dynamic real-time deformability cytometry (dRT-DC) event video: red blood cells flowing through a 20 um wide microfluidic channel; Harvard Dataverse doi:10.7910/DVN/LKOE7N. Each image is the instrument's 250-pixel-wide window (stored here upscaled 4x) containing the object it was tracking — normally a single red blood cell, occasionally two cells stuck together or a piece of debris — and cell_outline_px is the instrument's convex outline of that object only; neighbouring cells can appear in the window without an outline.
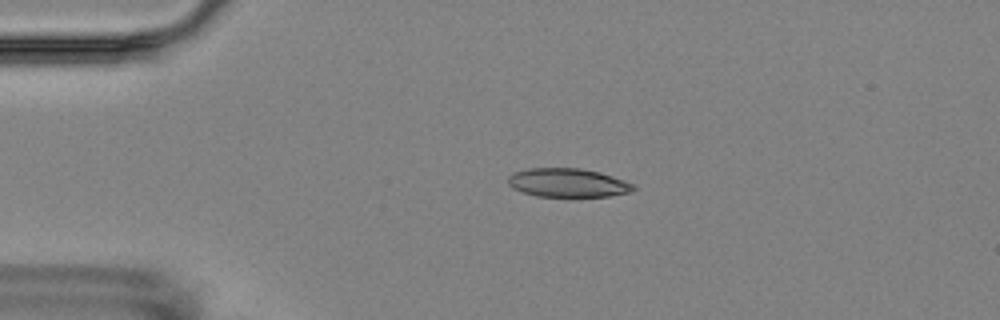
{"species": "Egyptian fruit bat (a non-hibernating species)", "species_latin": "Rousettus aegyptiacus", "temperature_condition": "room temperature", "stored_images_in_passage": 5, "camera_frame_rate_fps": 3000, "um_per_image_px": 0.085, "animal": {"sex": "female"}, "frame": {"image": 1, "passage_image": 4, "time_ms": 3.667, "image_size_px": [1000, 320], "cell_outline_px": [[636, 188], [632, 192], [608, 196], [536, 196], [512, 188], [508, 184], [508, 176], [512, 172], [528, 168], [580, 168], [600, 172], [624, 180], [632, 184]], "centroid_in_image_um": [48.24, 15.52], "position_along_channel_um": 36.8, "area_um2": 20.98}}